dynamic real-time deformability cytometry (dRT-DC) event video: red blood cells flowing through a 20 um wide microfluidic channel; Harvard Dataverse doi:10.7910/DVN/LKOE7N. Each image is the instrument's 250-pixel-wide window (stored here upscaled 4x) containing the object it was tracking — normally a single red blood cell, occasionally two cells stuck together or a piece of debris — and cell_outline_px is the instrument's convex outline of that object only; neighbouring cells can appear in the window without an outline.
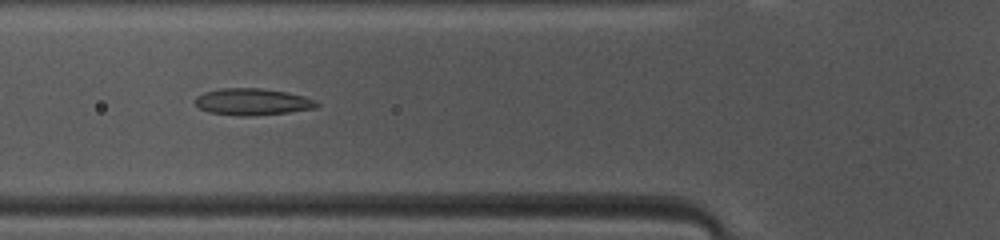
{"species": "common noctule bat (a hibernating species)", "species_latin": "Nyctalus noctula", "temperature_condition": "warm", "stored_images_in_passage": 47, "camera_frame_rate_fps": 3000, "um_per_image_px": 0.085, "animal": {"sex": "female", "body_mass_g": 10.0, "forearm_length_mm": 53.1}, "frame": {"image": 1, "passage_image": 16, "time_ms": 5.0, "image_size_px": [1000, 240], "cell_outline_px": [[320, 104], [316, 108], [288, 112], [248, 116], [244, 116], [208, 112], [200, 108], [196, 104], [196, 96], [204, 92], [220, 88], [260, 88], [288, 92], [304, 96]], "centroid_in_image_um": [21.45, 8.64], "position_along_channel_um": 104.4, "area_um2": 18.79}}
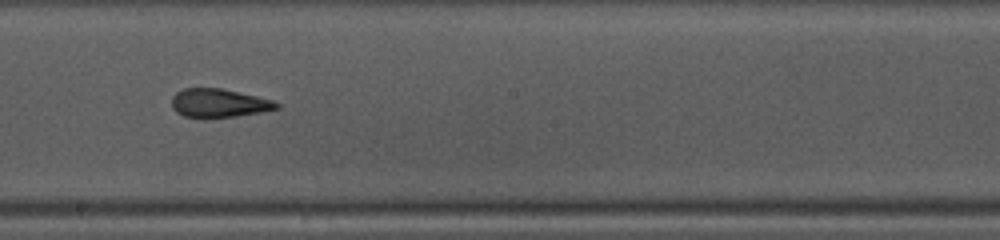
{"frame": {"image": 2, "passage_image": 25, "time_ms": 8.0, "image_size_px": [1000, 240], "cell_outline_px": [[280, 108], [260, 112], [236, 116], [184, 116], [176, 112], [172, 108], [172, 96], [176, 92], [184, 88], [220, 88], [256, 96], [272, 100], [280, 104]], "centroid_in_image_um": [18.6, 8.74], "position_along_channel_um": 229.6, "area_um2": 17.05}}
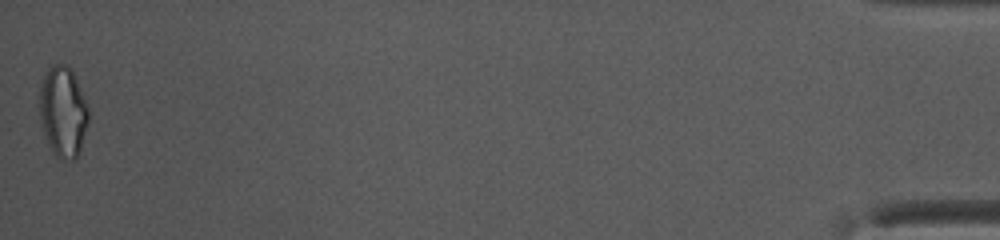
{"frame": {"image": 3, "passage_image": 47, "time_ms": 15.333, "image_size_px": [1000, 240], "cell_outline_px": [[88, 120], [80, 152], [72, 160], [56, 156], [52, 152], [48, 144], [40, 120], [40, 88], [44, 76], [48, 68], [52, 64], [68, 64], [76, 80], [88, 108]], "centroid_in_image_um": [5.35, 9.49], "position_along_channel_um": 429.9, "area_um2": 25.43}, "authors_computed_cell_mechanics": {"area_um2": 18.9584, "velocity_mm_per_s": 4.1544, "shape_relaxation_time_tau1_ms": 7.693, "shape_relaxation_time_tau2_ms": 1.8119, "deformation_change_tau1": 0.1958, "deformation_change_tau2": 0.0976}}